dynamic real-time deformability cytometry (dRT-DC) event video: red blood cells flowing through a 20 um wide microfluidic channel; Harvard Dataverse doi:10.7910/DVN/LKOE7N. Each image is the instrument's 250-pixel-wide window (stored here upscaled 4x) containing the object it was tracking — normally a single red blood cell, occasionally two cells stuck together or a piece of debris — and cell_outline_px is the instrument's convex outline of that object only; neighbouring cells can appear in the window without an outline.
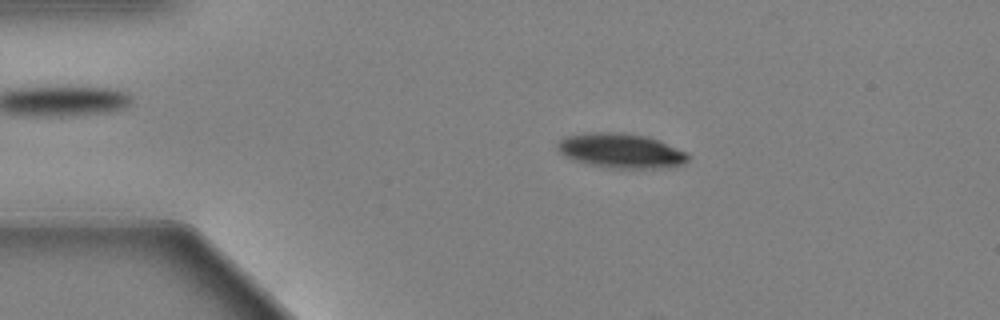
{"species": "Egyptian fruit bat (a non-hibernating species)", "species_latin": "Rousettus aegyptiacus", "temperature_condition": "warm", "stored_images_in_passage": 56, "camera_frame_rate_fps": 3000, "um_per_image_px": 0.085, "animal": {"sex": "female"}, "frame": {"image": 1, "passage_image": 11, "time_ms": 3.333, "image_size_px": [1000, 320], "cell_outline_px": [[692, 156], [684, 164], [668, 168], [616, 168], [588, 164], [576, 160], [560, 152], [556, 148], [556, 144], [564, 136], [584, 132], [620, 132], [648, 136], [688, 152]], "centroid_in_image_um": [52.83, 12.8], "position_along_channel_um": 32.2, "area_um2": 26.59}}
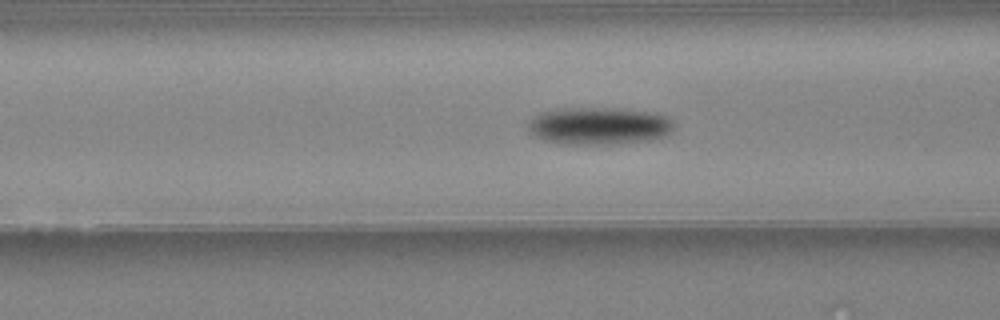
{"frame": {"image": 2, "passage_image": 22, "time_ms": 7.0, "image_size_px": [1000, 320], "cell_outline_px": [[672, 128], [664, 136], [648, 140], [608, 144], [568, 144], [544, 140], [532, 136], [528, 128], [528, 120], [540, 112], [556, 108], [616, 108], [648, 112], [664, 116], [672, 124]], "centroid_in_image_um": [50.79, 10.69], "position_along_channel_um": 115.8, "area_um2": 31.5}}
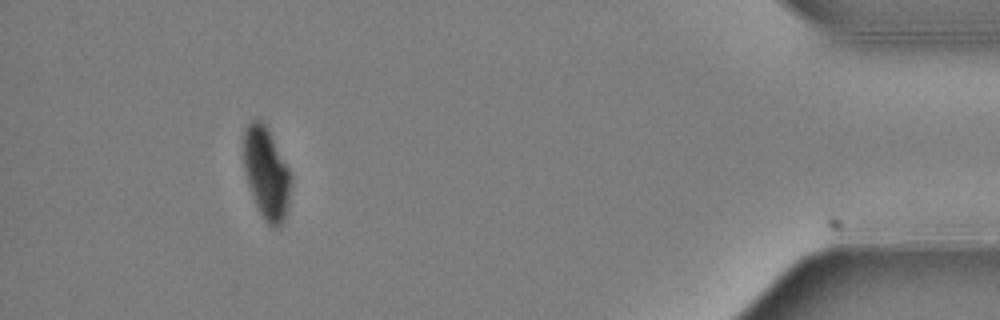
{"frame": {"image": 3, "passage_image": 52, "time_ms": 17.0, "image_size_px": [1000, 320], "cell_outline_px": [[288, 204], [284, 220], [280, 228], [272, 228], [264, 220], [252, 196], [244, 172], [244, 128], [248, 120], [260, 120], [264, 124], [288, 168]], "centroid_in_image_um": [22.59, 14.74], "position_along_channel_um": 412.6, "area_um2": 24.57}, "authors_computed_cell_mechanics": {"area_um2": 27.3683, "velocity_mm_per_s": 3.5906, "shape_relaxation_time_tau1_ms": 2.21, "shape_relaxation_time_tau2_ms": null, "deformation_change_tau1": 0.1291, "deformation_change_tau2": null}}